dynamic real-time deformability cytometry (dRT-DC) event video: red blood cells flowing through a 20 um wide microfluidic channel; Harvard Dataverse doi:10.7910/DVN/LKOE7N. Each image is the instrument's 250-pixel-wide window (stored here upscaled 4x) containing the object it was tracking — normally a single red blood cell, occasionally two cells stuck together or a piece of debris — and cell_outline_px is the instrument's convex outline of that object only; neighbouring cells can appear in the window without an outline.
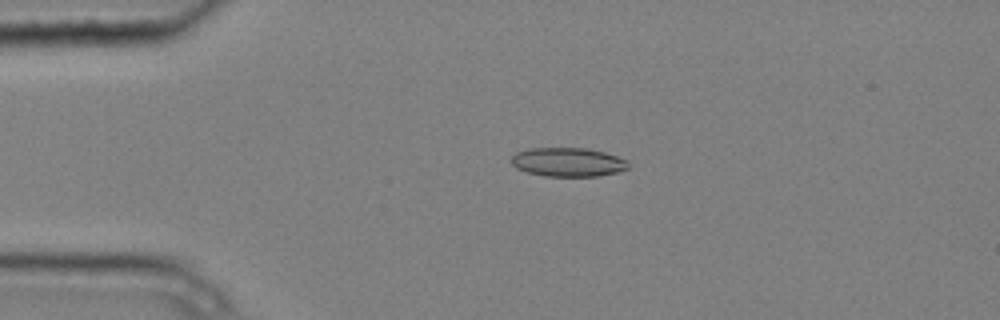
{"species": "common noctule bat (a hibernating species)", "species_latin": "Nyctalus noctula", "temperature_condition": "cold", "stored_images_in_passage": 4, "camera_frame_rate_fps": 3000, "um_per_image_px": 0.085, "animal": {"sex": "male", "body_mass_g": 20.4}, "frame": {"image": 1, "passage_image": 3, "time_ms": 0.667, "image_size_px": [1000, 320], "cell_outline_px": [[628, 168], [616, 172], [596, 176], [544, 176], [528, 172], [516, 168], [508, 160], [516, 152], [528, 148], [588, 148], [604, 152], [628, 160]], "centroid_in_image_um": [48.23, 13.77], "position_along_channel_um": 36.8, "area_um2": 19.77}}